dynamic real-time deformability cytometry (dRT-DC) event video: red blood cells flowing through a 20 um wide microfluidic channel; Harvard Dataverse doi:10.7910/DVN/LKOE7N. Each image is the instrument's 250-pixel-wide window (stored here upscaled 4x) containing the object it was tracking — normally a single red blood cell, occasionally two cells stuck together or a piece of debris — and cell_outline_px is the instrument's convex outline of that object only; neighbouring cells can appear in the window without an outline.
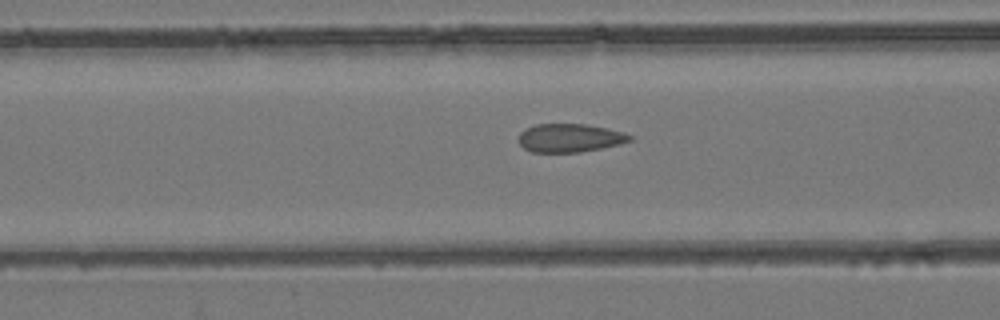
{"species": "common noctule bat (a hibernating species)", "species_latin": "Nyctalus noctula", "temperature_condition": "room temperature", "stored_images_in_passage": 52, "camera_frame_rate_fps": 3000, "um_per_image_px": 0.085, "animal": {"sex": "female", "body_mass_g": 24.6, "forearm_length_mm": 56.2}, "frame": {"image": 1, "passage_image": 19, "time_ms": 6.0, "image_size_px": [1000, 320], "cell_outline_px": [[632, 140], [620, 144], [580, 152], [532, 152], [524, 148], [520, 144], [520, 132], [536, 124], [584, 124], [608, 128], [624, 132], [632, 136]], "centroid_in_image_um": [48.46, 11.72], "position_along_channel_um": 118.1, "area_um2": 18.26}}
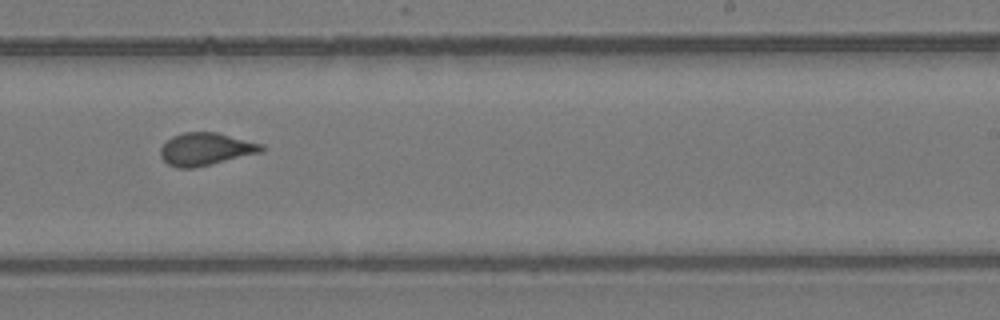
{"frame": {"image": 2, "passage_image": 31, "time_ms": 10.0, "image_size_px": [1000, 320], "cell_outline_px": [[264, 148], [260, 152], [192, 168], [176, 168], [168, 164], [160, 156], [160, 148], [172, 136], [184, 132], [216, 132], [264, 144]], "centroid_in_image_um": [17.45, 12.66], "position_along_channel_um": 271.5, "area_um2": 18.9}}
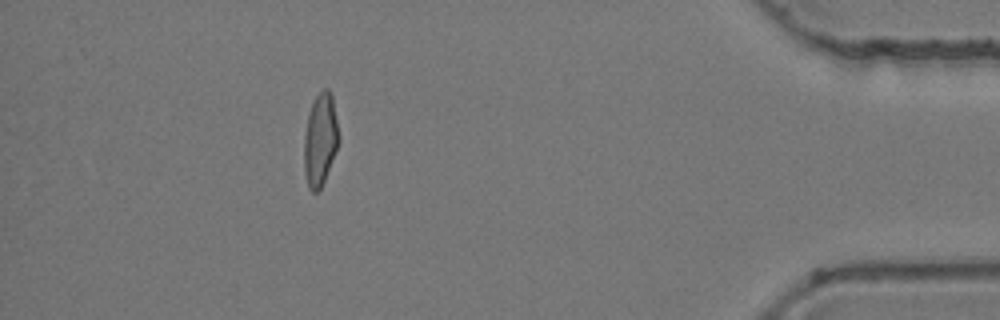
{"frame": {"image": 3, "passage_image": 46, "time_ms": 15.0, "image_size_px": [1000, 320], "cell_outline_px": [[340, 140], [324, 180], [320, 188], [316, 192], [312, 192], [308, 188], [304, 172], [304, 132], [308, 112], [316, 96], [324, 88], [328, 88], [332, 92]], "centroid_in_image_um": [27.21, 11.84], "position_along_channel_um": 408.0, "area_um2": 18.84}, "authors_computed_cell_mechanics": {"area_um2": 19.0451, "velocity_mm_per_s": 3.8358, "shape_relaxation_time_tau1_ms": null, "shape_relaxation_time_tau2_ms": 0.8205, "deformation_change_tau1": null, "deformation_change_tau2": 0.068}}